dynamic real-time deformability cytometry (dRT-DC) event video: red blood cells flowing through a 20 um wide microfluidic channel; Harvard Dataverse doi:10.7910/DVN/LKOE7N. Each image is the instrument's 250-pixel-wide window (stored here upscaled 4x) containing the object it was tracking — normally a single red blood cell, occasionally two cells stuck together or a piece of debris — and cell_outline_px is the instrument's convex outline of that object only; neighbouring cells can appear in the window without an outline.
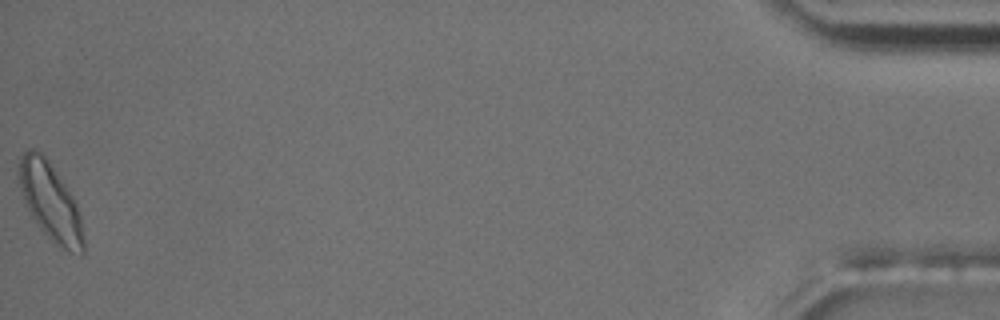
{"species": "common noctule bat (a hibernating species)", "species_latin": "Nyctalus noctula", "temperature_condition": "room temperature", "stored_images_in_passage": 54, "camera_frame_rate_fps": 3000, "um_per_image_px": 0.085, "animal": {"sex": "male", "body_mass_g": 17.5, "forearm_length_mm": 52.3}, "frame": {"image": 1, "passage_image": 54, "time_ms": 17.667, "image_size_px": [1000, 320], "cell_outline_px": [[84, 252], [80, 256], [68, 252], [60, 248], [40, 228], [32, 216], [24, 200], [16, 180], [16, 176], [20, 156], [28, 148], [32, 148], [40, 152], [44, 156], [64, 184], [72, 196], [76, 204], [80, 216], [84, 236]], "centroid_in_image_um": [4.26, 17.17], "position_along_channel_um": 430.9, "area_um2": 29.13}, "authors_computed_cell_mechanics": {"area_um2": 21.0681, "velocity_mm_per_s": 3.6856, "shape_relaxation_time_tau1_ms": 4.6283, "shape_relaxation_time_tau2_ms": 2.133, "deformation_change_tau1": 0.1594, "deformation_change_tau2": 0.0852}}